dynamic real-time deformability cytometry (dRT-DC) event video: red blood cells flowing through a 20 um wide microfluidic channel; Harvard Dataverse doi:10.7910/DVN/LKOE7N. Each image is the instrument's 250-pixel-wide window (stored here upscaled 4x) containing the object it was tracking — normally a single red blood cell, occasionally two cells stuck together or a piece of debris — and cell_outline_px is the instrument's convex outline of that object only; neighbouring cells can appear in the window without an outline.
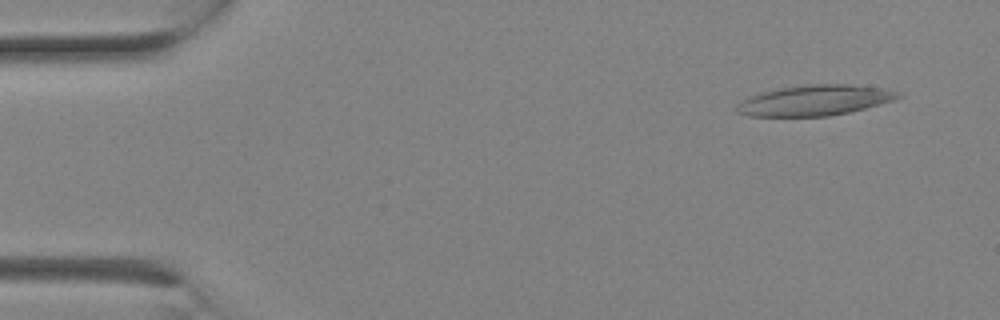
{"species": "Egyptian fruit bat (a non-hibernating species)", "species_latin": "Rousettus aegyptiacus", "temperature_condition": "room temperature", "stored_images_in_passage": 2, "camera_frame_rate_fps": 3000, "um_per_image_px": 0.085, "animal": {"sex": "female"}, "frame": {"image": 1, "passage_image": 1, "time_ms": 0.0, "image_size_px": [1000, 320], "cell_outline_px": [[904, 96], [892, 100], [864, 108], [848, 112], [828, 116], [748, 116], [736, 112], [736, 104], [748, 96], [780, 88], [804, 84], [848, 84], [880, 88], [900, 92]], "centroid_in_image_um": [69.21, 8.52], "position_along_channel_um": 15.8, "area_um2": 28.5}}